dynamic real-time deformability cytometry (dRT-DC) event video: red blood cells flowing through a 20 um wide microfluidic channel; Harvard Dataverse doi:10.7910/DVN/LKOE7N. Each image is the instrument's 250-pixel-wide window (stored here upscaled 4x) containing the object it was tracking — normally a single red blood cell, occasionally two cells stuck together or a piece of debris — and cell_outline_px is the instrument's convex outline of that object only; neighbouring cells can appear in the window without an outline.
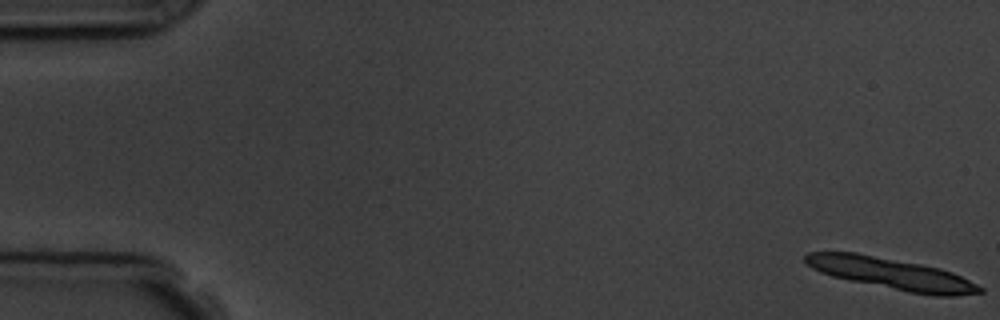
{"species": "common noctule bat (a hibernating species)", "species_latin": "Nyctalus noctula", "temperature_condition": "room temperature", "stored_images_in_passage": 5, "camera_frame_rate_fps": 3000, "um_per_image_px": 0.085, "animal": {"sex": "male", "body_mass_g": 19.5, "forearm_length_mm": 54.6}, "frame": {"image": 1, "passage_image": 1, "time_ms": 0.0, "image_size_px": [1000, 320], "cell_outline_px": [[984, 292], [956, 296], [932, 296], [908, 292], [848, 280], [832, 276], [820, 272], [812, 268], [804, 260], [804, 256], [808, 252], [856, 252], [920, 264], [940, 268], [952, 272], [984, 288]], "centroid_in_image_um": [75.78, 23.27], "position_along_channel_um": 9.2, "area_um2": 31.91}}